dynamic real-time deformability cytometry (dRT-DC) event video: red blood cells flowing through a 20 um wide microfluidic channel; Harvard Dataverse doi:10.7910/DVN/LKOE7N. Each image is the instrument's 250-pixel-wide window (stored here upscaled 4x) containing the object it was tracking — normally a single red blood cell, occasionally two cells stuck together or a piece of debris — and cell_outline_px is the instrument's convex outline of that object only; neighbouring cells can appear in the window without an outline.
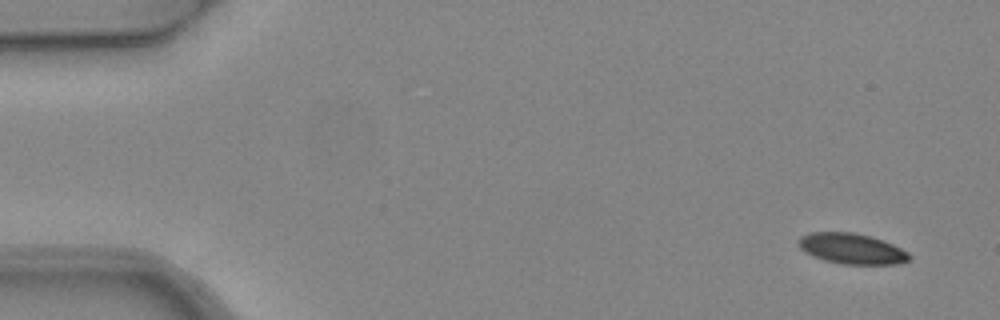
{"species": "common noctule bat (a hibernating species)", "species_latin": "Nyctalus noctula", "temperature_condition": "warm", "stored_images_in_passage": 4, "camera_frame_rate_fps": 3000, "um_per_image_px": 0.085, "animal": {"sex": "female", "body_mass_g": 24.6, "forearm_length_mm": 56.2}, "frame": {"image": 1, "passage_image": 1, "time_ms": 0.0, "image_size_px": [1000, 320], "cell_outline_px": [[912, 256], [908, 260], [900, 264], [844, 264], [824, 260], [812, 256], [804, 252], [800, 248], [796, 240], [800, 236], [808, 232], [852, 232], [884, 240], [908, 252]], "centroid_in_image_um": [72.36, 21.13], "position_along_channel_um": 12.6, "area_um2": 19.88}}